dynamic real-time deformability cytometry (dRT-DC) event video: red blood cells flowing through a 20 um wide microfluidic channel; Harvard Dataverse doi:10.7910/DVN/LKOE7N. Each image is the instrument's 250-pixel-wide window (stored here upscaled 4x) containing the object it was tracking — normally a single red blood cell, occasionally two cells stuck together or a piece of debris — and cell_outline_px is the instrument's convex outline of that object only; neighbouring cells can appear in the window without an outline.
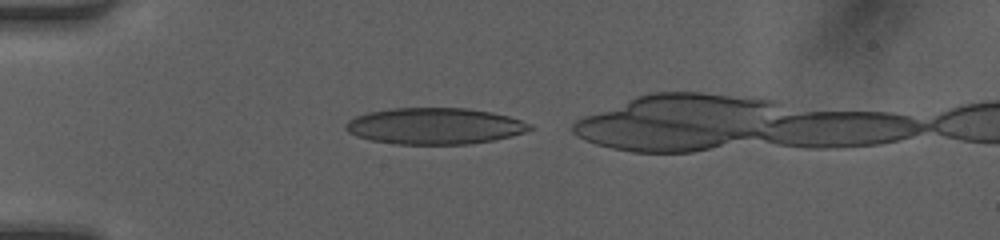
{"species": "human", "species_latin": "Homo sapiens", "temperature_condition": "room temperature", "stored_images_in_passage": 31, "camera_frame_rate_fps": 3000, "um_per_image_px": 0.085, "donor": {"sex": "female"}, "frame": {"image": 1, "passage_image": 2, "time_ms": 0.333, "image_size_px": [1000, 240], "cell_outline_px": [[536, 128], [512, 136], [492, 140], [468, 144], [396, 144], [372, 140], [356, 136], [348, 132], [344, 128], [344, 124], [348, 120], [356, 116], [368, 112], [388, 108], [468, 108], [492, 112], [508, 116], [532, 124]], "centroid_in_image_um": [36.94, 10.71], "position_along_channel_um": 48.1, "area_um2": 39.19}}
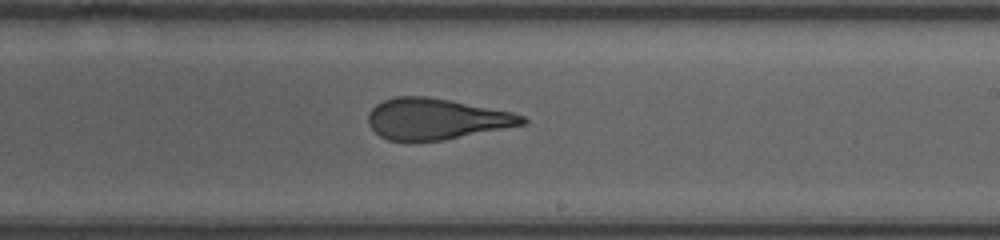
{"frame": {"image": 2, "passage_image": 18, "time_ms": 5.667, "image_size_px": [1000, 240], "cell_outline_px": [[528, 120], [524, 124], [444, 140], [412, 144], [388, 140], [380, 136], [368, 124], [368, 112], [376, 104], [384, 100], [396, 96], [424, 96], [448, 100], [512, 112], [524, 116]], "centroid_in_image_um": [37.01, 10.14], "position_along_channel_um": 252.0, "area_um2": 37.17}}
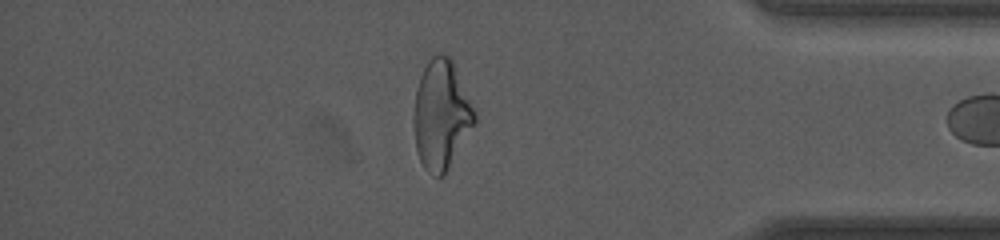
{"frame": {"image": 3, "passage_image": 30, "time_ms": 9.667, "image_size_px": [1000, 240], "cell_outline_px": [[476, 124], [444, 176], [436, 176], [428, 172], [424, 168], [416, 152], [412, 120], [412, 112], [416, 88], [420, 76], [428, 60], [436, 52], [440, 52], [448, 56], [452, 60], [476, 116]], "centroid_in_image_um": [37.47, 9.78], "position_along_channel_um": 397.7, "area_um2": 39.02}}